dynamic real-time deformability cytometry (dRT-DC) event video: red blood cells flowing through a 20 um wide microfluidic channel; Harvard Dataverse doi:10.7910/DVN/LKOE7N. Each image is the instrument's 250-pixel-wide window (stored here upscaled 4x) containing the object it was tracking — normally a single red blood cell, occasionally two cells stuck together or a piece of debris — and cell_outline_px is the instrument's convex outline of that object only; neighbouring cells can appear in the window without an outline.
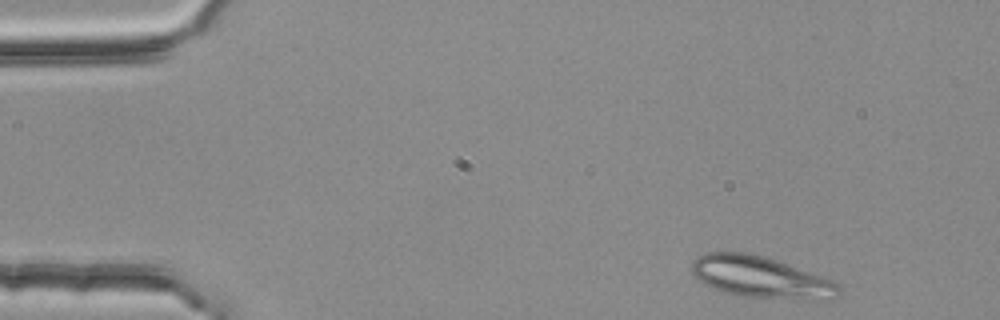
{"species": "common noctule bat (a hibernating species)", "species_latin": "Nyctalus noctula", "temperature_condition": "room temperature", "stored_images_in_passage": 3, "camera_frame_rate_fps": 3000, "um_per_image_px": 0.085, "animal": {"sex": "female", "body_mass_g": 25.1}, "frame": {"image": 1, "passage_image": 1, "time_ms": 0.0, "image_size_px": [1000, 320], "cell_outline_px": [[840, 296], [836, 300], [796, 300], [740, 296], [724, 292], [712, 288], [704, 284], [692, 276], [692, 260], [696, 256], [704, 252], [748, 252], [764, 256], [776, 260], [832, 280], [840, 284]], "centroid_in_image_um": [64.68, 23.58], "position_along_channel_um": 20.3, "area_um2": 36.3}}